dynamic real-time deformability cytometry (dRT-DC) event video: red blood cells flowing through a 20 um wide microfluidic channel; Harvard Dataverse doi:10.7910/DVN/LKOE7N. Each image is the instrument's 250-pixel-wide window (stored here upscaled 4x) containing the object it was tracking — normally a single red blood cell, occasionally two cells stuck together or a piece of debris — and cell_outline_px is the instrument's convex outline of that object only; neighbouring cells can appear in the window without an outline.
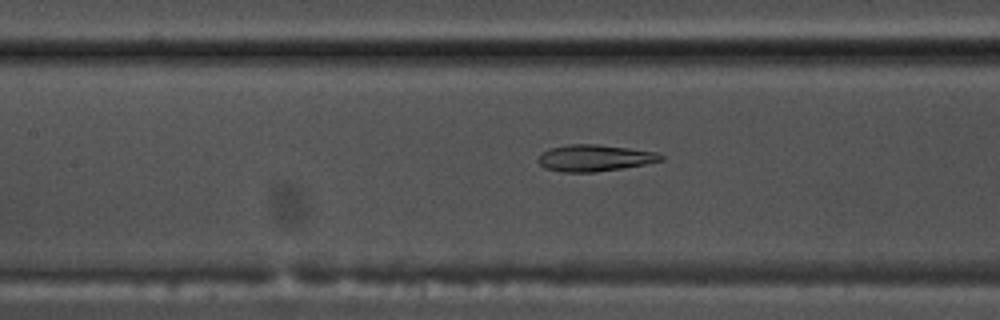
{"species": "common noctule bat (a hibernating species)", "species_latin": "Nyctalus noctula", "temperature_condition": "warm", "stored_images_in_passage": 39, "camera_frame_rate_fps": 3000, "um_per_image_px": 0.085, "animal": {"sex": "male", "body_mass_g": 17.5, "forearm_length_mm": 52.3}, "frame": {"image": 1, "passage_image": 9, "time_ms": 2.667, "image_size_px": [1000, 320], "cell_outline_px": [[664, 160], [644, 164], [596, 172], [564, 172], [544, 168], [536, 160], [544, 152], [552, 148], [568, 144], [596, 144], [628, 148], [656, 152], [664, 156]], "centroid_in_image_um": [50.54, 13.43], "position_along_channel_um": 156.9, "area_um2": 18.79}}
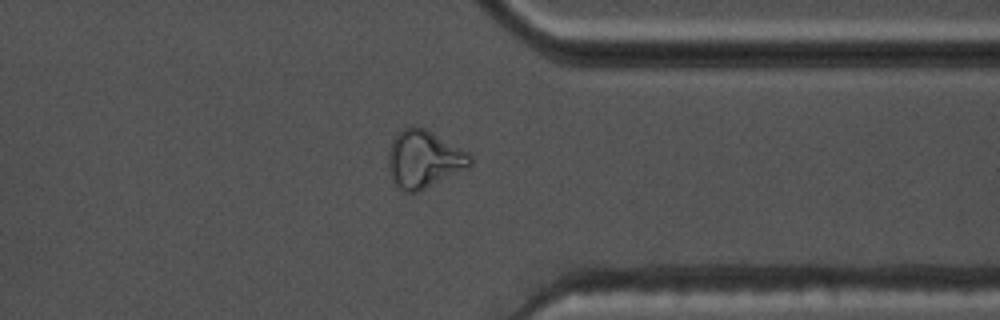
{"frame": {"image": 2, "passage_image": 27, "time_ms": 8.667, "image_size_px": [1000, 320], "cell_outline_px": [[472, 164], [468, 168], [420, 192], [404, 192], [396, 188], [392, 180], [388, 164], [388, 152], [392, 140], [404, 128], [424, 128], [432, 132], [468, 152], [472, 156]], "centroid_in_image_um": [36.04, 13.58], "position_along_channel_um": 375.4, "area_um2": 27.46}}
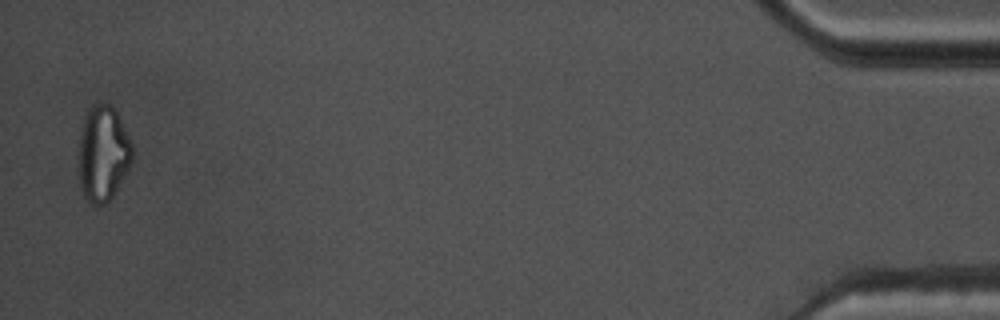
{"frame": {"image": 3, "passage_image": 38, "time_ms": 12.333, "image_size_px": [1000, 320], "cell_outline_px": [[132, 160], [128, 168], [112, 196], [104, 204], [92, 204], [84, 196], [80, 180], [80, 132], [88, 108], [92, 104], [108, 104], [116, 112], [132, 144]], "centroid_in_image_um": [8.75, 13.03], "position_along_channel_um": 426.4, "area_um2": 28.96}, "authors_computed_cell_mechanics": {"area_um2": 19.941, "velocity_mm_per_s": 3.715, "shape_relaxation_time_tau1_ms": null, "shape_relaxation_time_tau2_ms": 3.0511, "deformation_change_tau1": null, "deformation_change_tau2": 0.1095}}